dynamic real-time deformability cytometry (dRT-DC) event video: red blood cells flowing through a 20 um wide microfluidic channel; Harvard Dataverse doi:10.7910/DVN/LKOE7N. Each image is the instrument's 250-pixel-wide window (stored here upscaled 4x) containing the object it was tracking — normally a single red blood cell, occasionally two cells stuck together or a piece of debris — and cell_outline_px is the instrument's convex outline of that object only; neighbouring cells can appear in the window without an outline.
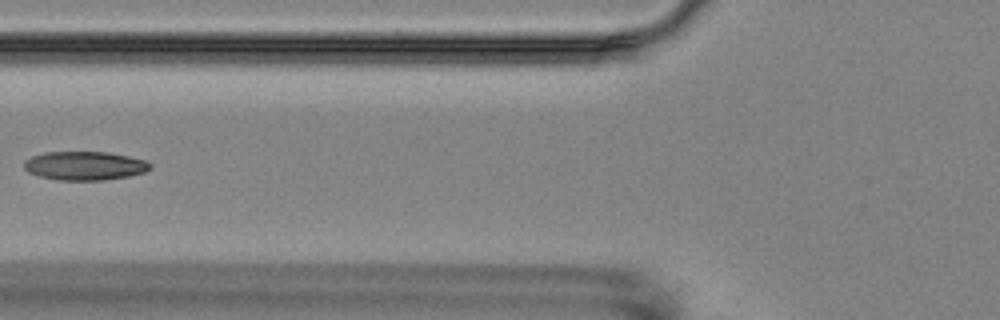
{"species": "Egyptian fruit bat (a non-hibernating species)", "species_latin": "Rousettus aegyptiacus", "temperature_condition": "room temperature", "stored_images_in_passage": 8, "camera_frame_rate_fps": 3000, "um_per_image_px": 0.085, "animal": {"sex": "female"}, "frame": {"image": 1, "passage_image": 6, "time_ms": 6.0, "image_size_px": [1000, 320], "cell_outline_px": [[152, 168], [144, 172], [128, 176], [104, 180], [56, 180], [40, 176], [28, 172], [24, 168], [24, 160], [32, 156], [44, 152], [108, 152], [128, 156], [144, 160], [152, 164]], "centroid_in_image_um": [7.19, 14.09], "position_along_channel_um": 118.6, "area_um2": 21.15}}
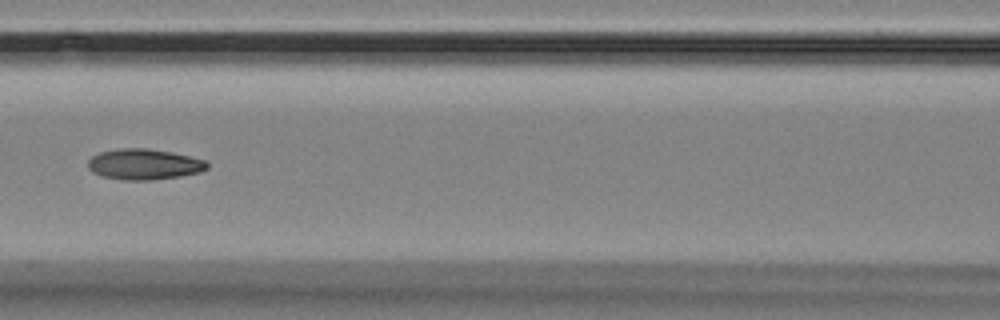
{"frame": {"image": 2, "passage_image": 7, "time_ms": 7.0, "image_size_px": [1000, 320], "cell_outline_px": [[208, 168], [200, 172], [180, 176], [152, 180], [120, 180], [100, 176], [92, 172], [88, 168], [88, 160], [92, 156], [100, 152], [120, 148], [148, 148], [172, 152], [204, 160], [208, 164]], "centroid_in_image_um": [12.21, 13.97], "position_along_channel_um": 154.4, "area_um2": 21.44}}
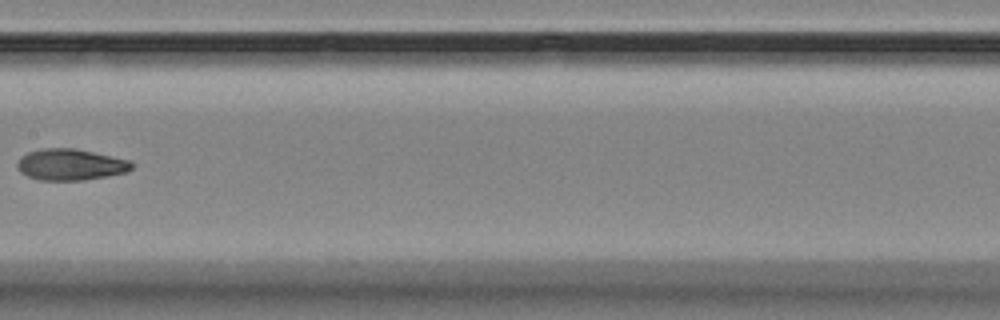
{"frame": {"image": 3, "passage_image": 8, "time_ms": 8.333, "image_size_px": [1000, 320], "cell_outline_px": [[132, 168], [128, 172], [108, 176], [84, 180], [40, 180], [28, 176], [20, 172], [16, 164], [20, 156], [28, 152], [44, 148], [76, 148], [132, 160]], "centroid_in_image_um": [6.01, 13.98], "position_along_channel_um": 201.4, "area_um2": 21.1}}